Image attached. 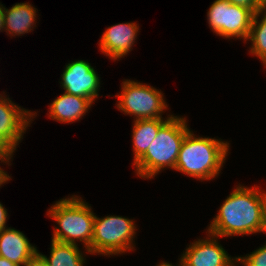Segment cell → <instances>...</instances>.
Here are the masks:
<instances>
[{"mask_svg": "<svg viewBox=\"0 0 266 266\" xmlns=\"http://www.w3.org/2000/svg\"><path fill=\"white\" fill-rule=\"evenodd\" d=\"M266 192L259 186L238 184L220 206L207 232L218 237L250 235L264 232Z\"/></svg>", "mask_w": 266, "mask_h": 266, "instance_id": "1", "label": "cell"}, {"mask_svg": "<svg viewBox=\"0 0 266 266\" xmlns=\"http://www.w3.org/2000/svg\"><path fill=\"white\" fill-rule=\"evenodd\" d=\"M229 151V142L197 137L190 130L179 150L175 170L200 181L212 180L221 172Z\"/></svg>", "mask_w": 266, "mask_h": 266, "instance_id": "2", "label": "cell"}, {"mask_svg": "<svg viewBox=\"0 0 266 266\" xmlns=\"http://www.w3.org/2000/svg\"><path fill=\"white\" fill-rule=\"evenodd\" d=\"M185 117L172 115L158 130L146 153L133 165L138 177L153 179L163 169L175 170L179 150L190 131Z\"/></svg>", "mask_w": 266, "mask_h": 266, "instance_id": "3", "label": "cell"}, {"mask_svg": "<svg viewBox=\"0 0 266 266\" xmlns=\"http://www.w3.org/2000/svg\"><path fill=\"white\" fill-rule=\"evenodd\" d=\"M48 210L47 216L58 224L53 229L52 240L75 245H78L76 242L79 240L86 253L91 254L95 220L91 206L81 197L72 195L55 202Z\"/></svg>", "mask_w": 266, "mask_h": 266, "instance_id": "4", "label": "cell"}, {"mask_svg": "<svg viewBox=\"0 0 266 266\" xmlns=\"http://www.w3.org/2000/svg\"><path fill=\"white\" fill-rule=\"evenodd\" d=\"M135 225L134 220L128 217L109 215L100 218L95 215L91 254L110 257L134 251Z\"/></svg>", "mask_w": 266, "mask_h": 266, "instance_id": "5", "label": "cell"}, {"mask_svg": "<svg viewBox=\"0 0 266 266\" xmlns=\"http://www.w3.org/2000/svg\"><path fill=\"white\" fill-rule=\"evenodd\" d=\"M121 84L122 91L116 95L119 111L134 116V120L163 118L162 113L168 109V105L161 90L128 79Z\"/></svg>", "mask_w": 266, "mask_h": 266, "instance_id": "6", "label": "cell"}, {"mask_svg": "<svg viewBox=\"0 0 266 266\" xmlns=\"http://www.w3.org/2000/svg\"><path fill=\"white\" fill-rule=\"evenodd\" d=\"M254 14L251 9L227 0H215L209 7L207 20L213 33L227 39H242L246 43Z\"/></svg>", "mask_w": 266, "mask_h": 266, "instance_id": "7", "label": "cell"}, {"mask_svg": "<svg viewBox=\"0 0 266 266\" xmlns=\"http://www.w3.org/2000/svg\"><path fill=\"white\" fill-rule=\"evenodd\" d=\"M0 94V139L15 152L37 112L21 108Z\"/></svg>", "mask_w": 266, "mask_h": 266, "instance_id": "8", "label": "cell"}, {"mask_svg": "<svg viewBox=\"0 0 266 266\" xmlns=\"http://www.w3.org/2000/svg\"><path fill=\"white\" fill-rule=\"evenodd\" d=\"M204 239L190 242L180 257L182 266H236L237 257H231L219 244L218 236L209 232Z\"/></svg>", "mask_w": 266, "mask_h": 266, "instance_id": "9", "label": "cell"}, {"mask_svg": "<svg viewBox=\"0 0 266 266\" xmlns=\"http://www.w3.org/2000/svg\"><path fill=\"white\" fill-rule=\"evenodd\" d=\"M100 77L94 67L85 60H76L66 64L61 74V87L64 92L89 98L95 102L99 97Z\"/></svg>", "mask_w": 266, "mask_h": 266, "instance_id": "10", "label": "cell"}, {"mask_svg": "<svg viewBox=\"0 0 266 266\" xmlns=\"http://www.w3.org/2000/svg\"><path fill=\"white\" fill-rule=\"evenodd\" d=\"M139 26L135 22L119 23L108 27L101 36V52L116 61L124 58L135 45Z\"/></svg>", "mask_w": 266, "mask_h": 266, "instance_id": "11", "label": "cell"}, {"mask_svg": "<svg viewBox=\"0 0 266 266\" xmlns=\"http://www.w3.org/2000/svg\"><path fill=\"white\" fill-rule=\"evenodd\" d=\"M37 251L21 231L8 227L0 232V256L12 263L23 266Z\"/></svg>", "mask_w": 266, "mask_h": 266, "instance_id": "12", "label": "cell"}, {"mask_svg": "<svg viewBox=\"0 0 266 266\" xmlns=\"http://www.w3.org/2000/svg\"><path fill=\"white\" fill-rule=\"evenodd\" d=\"M94 102L89 98L64 92L48 106V117L60 123L79 121L88 112Z\"/></svg>", "mask_w": 266, "mask_h": 266, "instance_id": "13", "label": "cell"}, {"mask_svg": "<svg viewBox=\"0 0 266 266\" xmlns=\"http://www.w3.org/2000/svg\"><path fill=\"white\" fill-rule=\"evenodd\" d=\"M37 9L29 2L16 3L4 11V31L12 36L29 33L36 27Z\"/></svg>", "mask_w": 266, "mask_h": 266, "instance_id": "14", "label": "cell"}, {"mask_svg": "<svg viewBox=\"0 0 266 266\" xmlns=\"http://www.w3.org/2000/svg\"><path fill=\"white\" fill-rule=\"evenodd\" d=\"M164 118L138 119L133 122L132 147L134 152V165L147 151L149 145L156 138L160 127L171 117Z\"/></svg>", "mask_w": 266, "mask_h": 266, "instance_id": "15", "label": "cell"}, {"mask_svg": "<svg viewBox=\"0 0 266 266\" xmlns=\"http://www.w3.org/2000/svg\"><path fill=\"white\" fill-rule=\"evenodd\" d=\"M48 266H84L86 258L78 245L51 241L50 256L40 253Z\"/></svg>", "mask_w": 266, "mask_h": 266, "instance_id": "16", "label": "cell"}, {"mask_svg": "<svg viewBox=\"0 0 266 266\" xmlns=\"http://www.w3.org/2000/svg\"><path fill=\"white\" fill-rule=\"evenodd\" d=\"M264 12V13H263ZM261 16V17H260ZM261 20H259V18ZM248 40L251 41L249 53L257 56L266 68V12L254 14Z\"/></svg>", "mask_w": 266, "mask_h": 266, "instance_id": "17", "label": "cell"}, {"mask_svg": "<svg viewBox=\"0 0 266 266\" xmlns=\"http://www.w3.org/2000/svg\"><path fill=\"white\" fill-rule=\"evenodd\" d=\"M237 262L243 266H266V244L244 257L238 256Z\"/></svg>", "mask_w": 266, "mask_h": 266, "instance_id": "18", "label": "cell"}, {"mask_svg": "<svg viewBox=\"0 0 266 266\" xmlns=\"http://www.w3.org/2000/svg\"><path fill=\"white\" fill-rule=\"evenodd\" d=\"M227 1H229L231 4L251 9L254 13L263 11V9L258 5L256 0H227Z\"/></svg>", "mask_w": 266, "mask_h": 266, "instance_id": "19", "label": "cell"}, {"mask_svg": "<svg viewBox=\"0 0 266 266\" xmlns=\"http://www.w3.org/2000/svg\"><path fill=\"white\" fill-rule=\"evenodd\" d=\"M23 266H48L46 260L37 251Z\"/></svg>", "mask_w": 266, "mask_h": 266, "instance_id": "20", "label": "cell"}, {"mask_svg": "<svg viewBox=\"0 0 266 266\" xmlns=\"http://www.w3.org/2000/svg\"><path fill=\"white\" fill-rule=\"evenodd\" d=\"M12 157H0V161L2 163H8L7 165L9 166V162H11ZM7 171L3 170L0 167V187L1 185H3L4 183H7V181H10L11 177L9 176V174L6 173Z\"/></svg>", "mask_w": 266, "mask_h": 266, "instance_id": "21", "label": "cell"}, {"mask_svg": "<svg viewBox=\"0 0 266 266\" xmlns=\"http://www.w3.org/2000/svg\"><path fill=\"white\" fill-rule=\"evenodd\" d=\"M7 216H8L7 209L0 202V232L4 228H7L6 227V223H7L6 221H7V218H8Z\"/></svg>", "mask_w": 266, "mask_h": 266, "instance_id": "22", "label": "cell"}, {"mask_svg": "<svg viewBox=\"0 0 266 266\" xmlns=\"http://www.w3.org/2000/svg\"><path fill=\"white\" fill-rule=\"evenodd\" d=\"M13 151L0 139V157H13Z\"/></svg>", "mask_w": 266, "mask_h": 266, "instance_id": "23", "label": "cell"}, {"mask_svg": "<svg viewBox=\"0 0 266 266\" xmlns=\"http://www.w3.org/2000/svg\"><path fill=\"white\" fill-rule=\"evenodd\" d=\"M4 11H5V6H3V4L0 3V32L4 31V24H5Z\"/></svg>", "mask_w": 266, "mask_h": 266, "instance_id": "24", "label": "cell"}, {"mask_svg": "<svg viewBox=\"0 0 266 266\" xmlns=\"http://www.w3.org/2000/svg\"><path fill=\"white\" fill-rule=\"evenodd\" d=\"M0 266H19L0 256Z\"/></svg>", "mask_w": 266, "mask_h": 266, "instance_id": "25", "label": "cell"}, {"mask_svg": "<svg viewBox=\"0 0 266 266\" xmlns=\"http://www.w3.org/2000/svg\"><path fill=\"white\" fill-rule=\"evenodd\" d=\"M258 5L264 10L266 9V0H256Z\"/></svg>", "mask_w": 266, "mask_h": 266, "instance_id": "26", "label": "cell"}, {"mask_svg": "<svg viewBox=\"0 0 266 266\" xmlns=\"http://www.w3.org/2000/svg\"><path fill=\"white\" fill-rule=\"evenodd\" d=\"M156 266H175V265H172V263L163 261V262H161L160 264H158ZM178 266H182L181 262L178 264Z\"/></svg>", "mask_w": 266, "mask_h": 266, "instance_id": "27", "label": "cell"}, {"mask_svg": "<svg viewBox=\"0 0 266 266\" xmlns=\"http://www.w3.org/2000/svg\"><path fill=\"white\" fill-rule=\"evenodd\" d=\"M264 233H266V212H265V228H264Z\"/></svg>", "mask_w": 266, "mask_h": 266, "instance_id": "28", "label": "cell"}]
</instances>
